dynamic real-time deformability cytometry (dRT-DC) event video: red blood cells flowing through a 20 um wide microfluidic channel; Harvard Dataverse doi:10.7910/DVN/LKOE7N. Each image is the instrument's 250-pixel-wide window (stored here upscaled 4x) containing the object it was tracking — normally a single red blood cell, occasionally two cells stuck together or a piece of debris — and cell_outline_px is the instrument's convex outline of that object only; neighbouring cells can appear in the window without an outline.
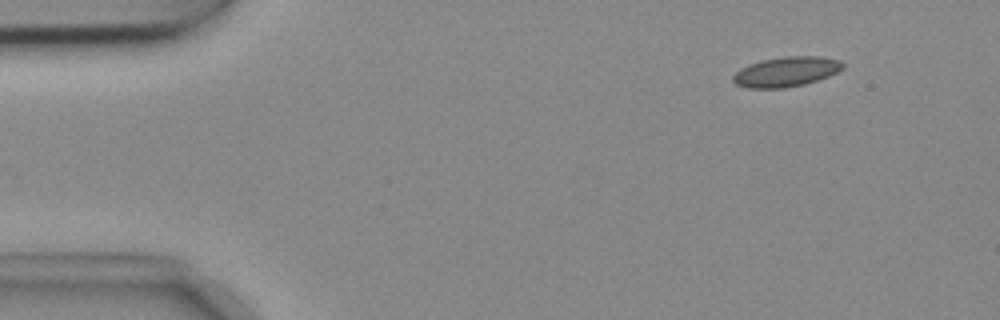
{"species": "common noctule bat (a hibernating species)", "species_latin": "Nyctalus noctula", "temperature_condition": "cold", "stored_images_in_passage": 12, "camera_frame_rate_fps": 3000, "um_per_image_px": 0.085, "animal": {"sex": "female", "body_mass_g": 18.4}, "frame": {"image": 1, "passage_image": 1, "time_ms": 0.0, "image_size_px": [1000, 320], "cell_outline_px": [[844, 68], [828, 76], [804, 84], [784, 88], [748, 88], [736, 84], [732, 80], [732, 76], [736, 72], [748, 64], [760, 60], [784, 56], [820, 56], [840, 60], [844, 64]], "centroid_in_image_um": [66.81, 6.09], "position_along_channel_um": 18.2, "area_um2": 19.13}}
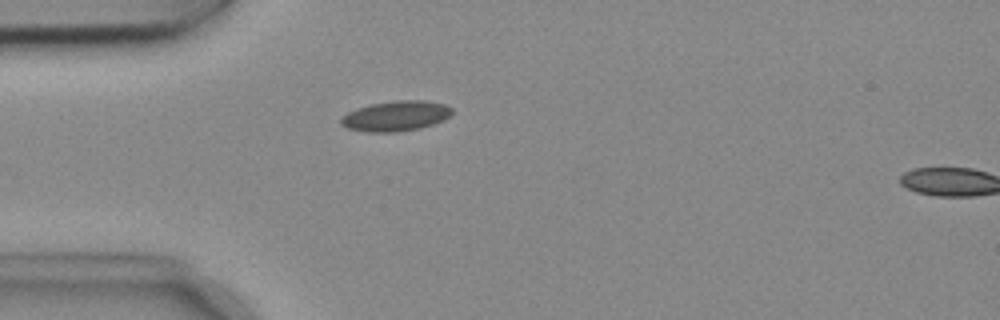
{"frame": {"image": 2, "passage_image": 10, "time_ms": 3.0, "image_size_px": [1000, 320], "cell_outline_px": [[452, 112], [444, 120], [420, 128], [396, 132], [368, 132], [348, 128], [340, 124], [340, 120], [348, 112], [356, 108], [372, 104], [396, 100], [424, 100], [444, 104], [452, 108]], "centroid_in_image_um": [33.64, 9.86], "position_along_channel_um": 51.4, "area_um2": 19.42}}